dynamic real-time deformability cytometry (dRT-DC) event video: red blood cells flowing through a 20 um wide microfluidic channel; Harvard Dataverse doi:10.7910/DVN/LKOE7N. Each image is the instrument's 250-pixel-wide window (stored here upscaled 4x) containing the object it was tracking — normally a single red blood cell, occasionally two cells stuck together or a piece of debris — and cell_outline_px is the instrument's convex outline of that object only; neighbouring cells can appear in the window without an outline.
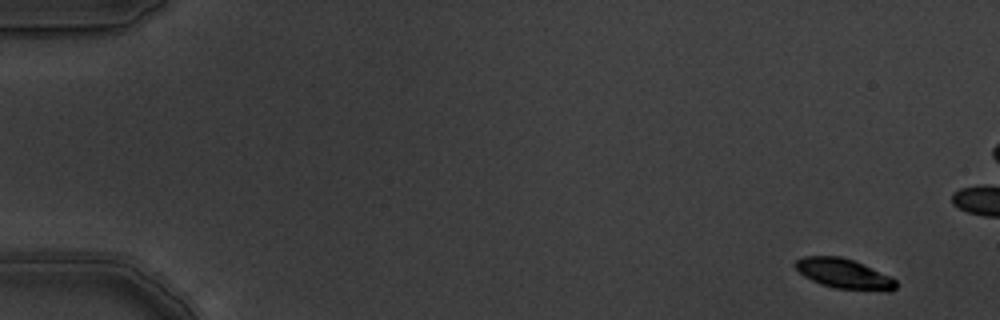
{"species": "common noctule bat (a hibernating species)", "species_latin": "Nyctalus noctula", "temperature_condition": "warm", "stored_images_in_passage": 6, "camera_frame_rate_fps": 3000, "um_per_image_px": 0.085, "animal": {"sex": "male", "body_mass_g": 19.5, "forearm_length_mm": 54.6}, "frame": {"image": 1, "passage_image": 1, "time_ms": 0.0, "image_size_px": [1000, 320], "cell_outline_px": [[896, 288], [888, 292], [884, 292], [836, 288], [820, 284], [804, 276], [792, 264], [796, 260], [804, 256], [840, 256], [864, 264], [896, 280]], "centroid_in_image_um": [71.73, 23.27], "position_along_channel_um": 13.3, "area_um2": 17.57}}